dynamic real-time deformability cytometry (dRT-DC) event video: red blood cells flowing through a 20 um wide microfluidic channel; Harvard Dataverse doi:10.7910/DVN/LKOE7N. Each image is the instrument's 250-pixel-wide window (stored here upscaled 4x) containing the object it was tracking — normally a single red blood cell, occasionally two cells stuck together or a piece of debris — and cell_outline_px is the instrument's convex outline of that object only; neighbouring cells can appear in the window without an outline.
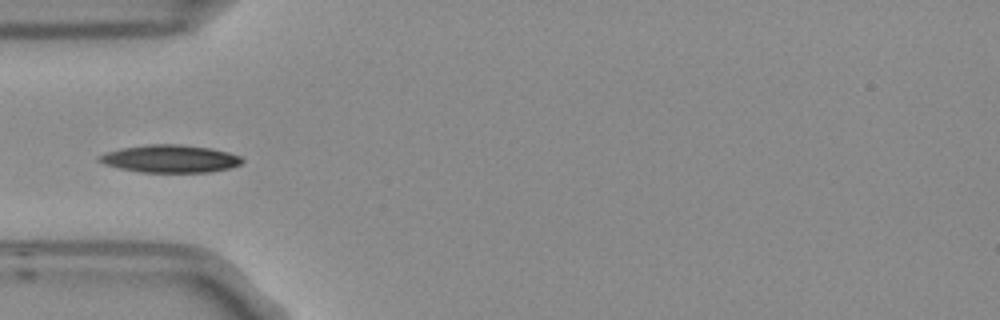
{"species": "Egyptian fruit bat (a non-hibernating species)", "species_latin": "Rousettus aegyptiacus", "temperature_condition": "room temperature", "stored_images_in_passage": 8, "camera_frame_rate_fps": 3000, "um_per_image_px": 0.085, "frame": {"image": 1, "passage_image": 5, "time_ms": 1.333, "image_size_px": [1000, 320], "cell_outline_px": [[244, 160], [240, 164], [228, 168], [208, 172], [140, 172], [120, 168], [104, 164], [96, 160], [96, 156], [108, 152], [124, 148], [148, 144], [180, 144], [212, 148], [228, 152], [240, 156]], "centroid_in_image_um": [14.45, 13.49], "position_along_channel_um": 70.5, "area_um2": 22.95}}